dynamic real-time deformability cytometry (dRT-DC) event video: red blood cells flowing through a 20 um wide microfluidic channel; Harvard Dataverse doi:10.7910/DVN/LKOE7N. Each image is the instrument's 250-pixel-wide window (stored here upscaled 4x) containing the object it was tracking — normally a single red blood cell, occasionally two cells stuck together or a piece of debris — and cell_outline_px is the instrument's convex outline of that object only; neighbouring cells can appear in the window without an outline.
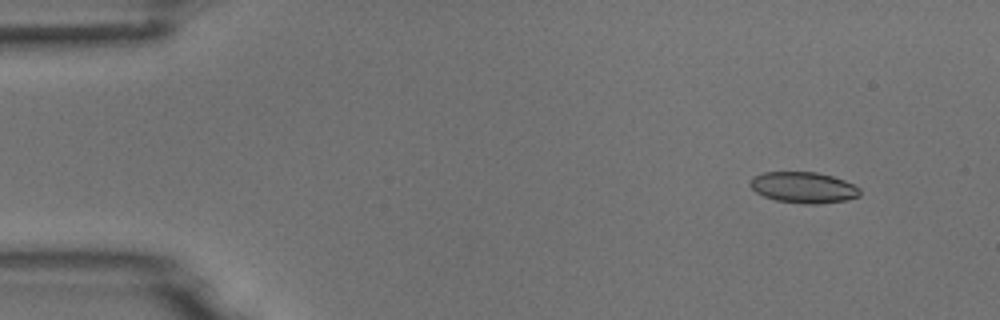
{"species": "common noctule bat (a hibernating species)", "species_latin": "Nyctalus noctula", "temperature_condition": "room temperature", "stored_images_in_passage": 6, "camera_frame_rate_fps": 3000, "um_per_image_px": 0.085, "animal": {"sex": "male", "body_mass_g": 18.8}, "frame": {"image": 1, "passage_image": 2, "time_ms": 0.333, "image_size_px": [1000, 320], "cell_outline_px": [[860, 196], [844, 200], [816, 204], [804, 204], [776, 200], [764, 196], [756, 192], [748, 184], [752, 176], [764, 172], [816, 172], [832, 176], [844, 180], [860, 188]], "centroid_in_image_um": [68.27, 15.93], "position_along_channel_um": 16.7, "area_um2": 19.83}}
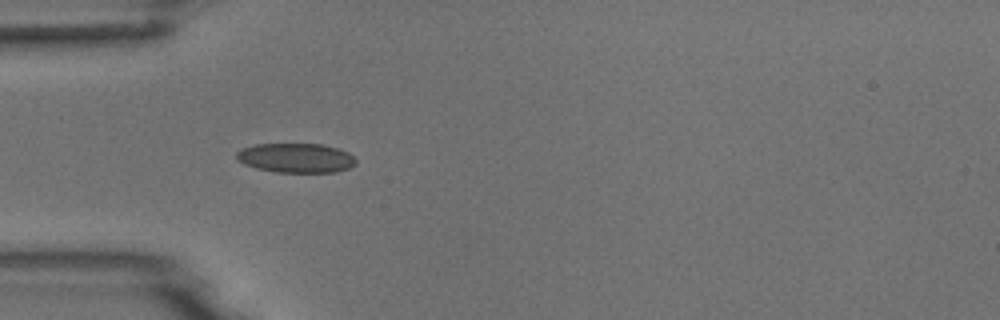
{"frame": {"image": 2, "passage_image": 5, "time_ms": 1.333, "image_size_px": [1000, 320], "cell_outline_px": [[356, 164], [348, 168], [336, 172], [276, 172], [256, 168], [244, 164], [236, 160], [236, 152], [240, 148], [256, 144], [324, 144], [348, 152], [356, 160]], "centroid_in_image_um": [25.12, 13.42], "position_along_channel_um": 59.9, "area_um2": 20.58}}